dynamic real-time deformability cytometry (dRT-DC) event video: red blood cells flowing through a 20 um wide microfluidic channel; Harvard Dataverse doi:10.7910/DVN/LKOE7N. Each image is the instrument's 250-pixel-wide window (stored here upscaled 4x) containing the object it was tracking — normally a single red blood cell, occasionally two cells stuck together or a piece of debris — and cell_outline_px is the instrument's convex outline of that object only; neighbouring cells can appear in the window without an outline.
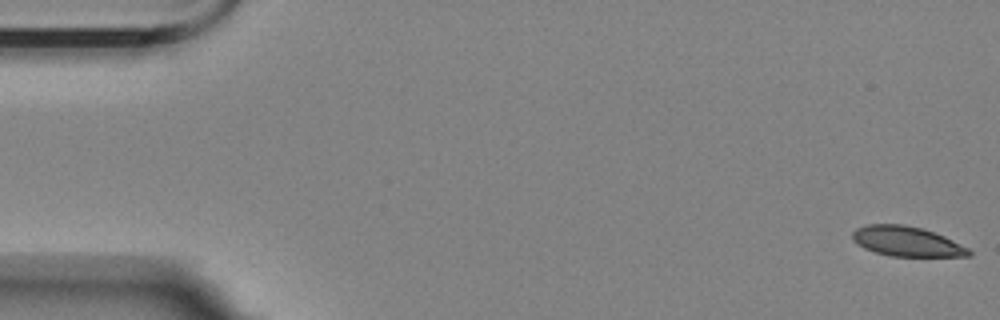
{"species": "Egyptian fruit bat (a non-hibernating species)", "species_latin": "Rousettus aegyptiacus", "temperature_condition": "room temperature", "stored_images_in_passage": 17, "camera_frame_rate_fps": 3000, "um_per_image_px": 0.085, "animal": {"sex": "female"}, "frame": {"image": 1, "passage_image": 1, "time_ms": 0.0, "image_size_px": [1000, 320], "cell_outline_px": [[972, 256], [888, 256], [864, 248], [856, 244], [852, 240], [852, 232], [856, 228], [868, 224], [904, 224], [920, 228], [944, 236], [968, 248], [972, 252]], "centroid_in_image_um": [77.03, 20.52], "position_along_channel_um": 8.0, "area_um2": 20.23}}
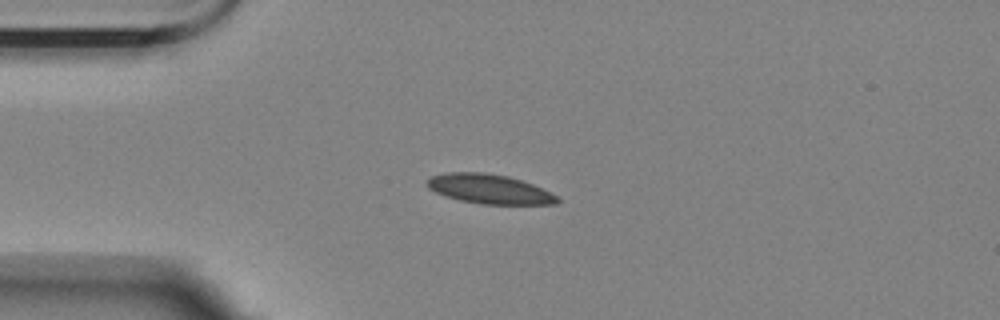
{"frame": {"image": 2, "passage_image": 14, "time_ms": 4.333, "image_size_px": [1000, 320], "cell_outline_px": [[560, 200], [556, 204], [480, 204], [460, 200], [444, 196], [428, 188], [428, 180], [432, 176], [444, 172], [484, 172], [508, 176], [532, 184], [556, 196]], "centroid_in_image_um": [41.56, 16.06], "position_along_channel_um": 43.4, "area_um2": 22.14}}